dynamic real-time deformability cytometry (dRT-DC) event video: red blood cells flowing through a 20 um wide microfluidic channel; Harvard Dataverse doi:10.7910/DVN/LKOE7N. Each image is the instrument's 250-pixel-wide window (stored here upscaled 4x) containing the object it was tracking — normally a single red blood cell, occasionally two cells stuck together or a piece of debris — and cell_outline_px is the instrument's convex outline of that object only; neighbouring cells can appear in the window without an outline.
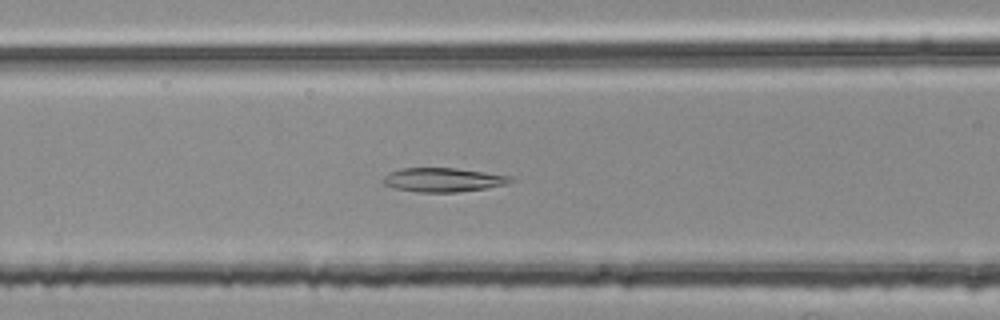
{"species": "common noctule bat (a hibernating species)", "species_latin": "Nyctalus noctula", "temperature_condition": "room temperature", "stored_images_in_passage": 52, "camera_frame_rate_fps": 3000, "um_per_image_px": 0.085, "animal": {"sex": "female", "body_mass_g": 25.1}, "frame": {"image": 1, "passage_image": 21, "time_ms": 6.667, "image_size_px": [1000, 320], "cell_outline_px": [[516, 180], [508, 184], [488, 188], [456, 192], [416, 192], [396, 188], [384, 184], [380, 180], [388, 172], [400, 168], [456, 168], [512, 176]], "centroid_in_image_um": [37.68, 15.28], "position_along_channel_um": 128.9, "area_um2": 18.03}}
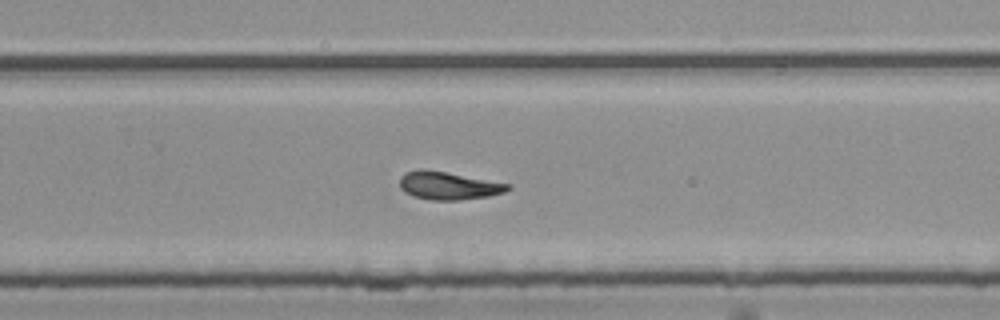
{"frame": {"image": 2, "passage_image": 34, "time_ms": 11.0, "image_size_px": [1000, 320], "cell_outline_px": [[512, 188], [504, 192], [488, 196], [460, 200], [432, 200], [412, 196], [404, 192], [400, 188], [400, 176], [404, 172], [420, 168], [444, 172], [512, 184]], "centroid_in_image_um": [38.09, 15.78], "position_along_channel_um": 291.7, "area_um2": 17.63}}
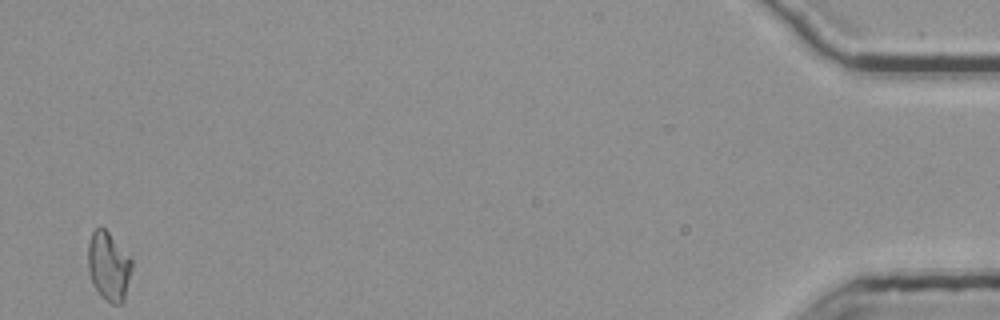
{"frame": {"image": 3, "passage_image": 52, "time_ms": 17.0, "image_size_px": [1000, 320], "cell_outline_px": [[132, 268], [124, 304], [112, 304], [104, 300], [100, 296], [92, 280], [88, 268], [88, 240], [92, 232], [100, 224], [108, 232], [132, 260]], "centroid_in_image_um": [9.24, 22.65], "position_along_channel_um": 426.0, "area_um2": 17.69}, "authors_computed_cell_mechanics": {"area_um2": 17.8024, "velocity_mm_per_s": 3.763, "shape_relaxation_time_tau1_ms": null, "shape_relaxation_time_tau2_ms": 6.0813, "deformation_change_tau1": null, "deformation_change_tau2": 0.1351}}